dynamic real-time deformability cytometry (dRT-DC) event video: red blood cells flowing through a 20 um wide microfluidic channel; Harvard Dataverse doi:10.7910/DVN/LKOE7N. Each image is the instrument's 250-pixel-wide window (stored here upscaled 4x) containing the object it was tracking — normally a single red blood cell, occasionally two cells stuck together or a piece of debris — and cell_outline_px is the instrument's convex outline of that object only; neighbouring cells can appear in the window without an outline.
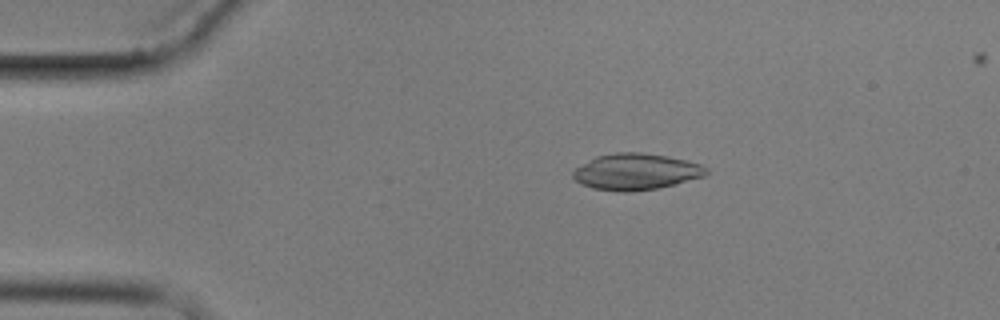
{"species": "common noctule bat (a hibernating species)", "species_latin": "Nyctalus noctula", "temperature_condition": "cold", "stored_images_in_passage": 6, "camera_frame_rate_fps": 3000, "um_per_image_px": 0.085, "animal": {"sex": "male", "body_mass_g": 17.9}, "frame": {"image": 1, "passage_image": 3, "time_ms": 2.333, "image_size_px": [1000, 320], "cell_outline_px": [[708, 172], [704, 176], [676, 184], [656, 188], [632, 192], [620, 192], [592, 188], [580, 184], [572, 176], [572, 172], [576, 168], [596, 156], [616, 152], [640, 152], [668, 156], [688, 160], [700, 164], [708, 168]], "centroid_in_image_um": [54.07, 14.59], "position_along_channel_um": 30.9, "area_um2": 28.32}}
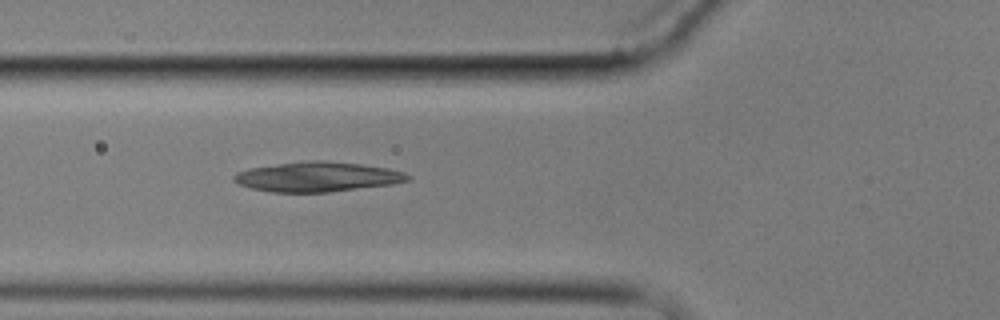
{"frame": {"image": 2, "passage_image": 6, "time_ms": 5.667, "image_size_px": [1000, 320], "cell_outline_px": [[412, 180], [392, 184], [328, 192], [272, 192], [252, 188], [240, 184], [232, 180], [232, 176], [236, 172], [248, 168], [308, 160], [324, 160], [360, 164], [388, 168], [404, 172], [412, 176]], "centroid_in_image_um": [26.99, 15.02], "position_along_channel_um": 98.8, "area_um2": 30.23}}